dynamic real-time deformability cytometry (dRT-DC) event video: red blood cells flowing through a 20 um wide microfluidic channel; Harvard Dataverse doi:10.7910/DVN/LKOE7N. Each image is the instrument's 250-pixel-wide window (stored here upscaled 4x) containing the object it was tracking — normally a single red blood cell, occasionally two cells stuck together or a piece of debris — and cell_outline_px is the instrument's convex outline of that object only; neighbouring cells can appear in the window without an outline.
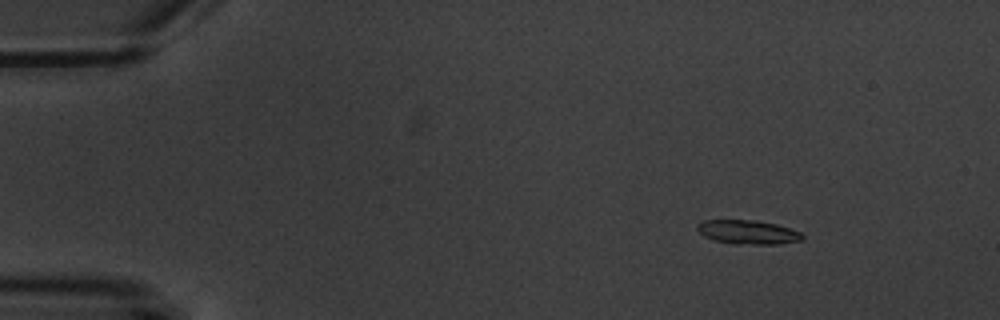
{"species": "common noctule bat (a hibernating species)", "species_latin": "Nyctalus noctula", "temperature_condition": "warm", "stored_images_in_passage": 5, "camera_frame_rate_fps": 3000, "um_per_image_px": 0.085, "animal": {"sex": "male", "body_mass_g": 20.1, "forearm_length_mm": 53.5}, "frame": {"image": 1, "passage_image": 3, "time_ms": 2.333, "image_size_px": [1000, 320], "cell_outline_px": [[804, 240], [780, 244], [736, 244], [712, 240], [704, 236], [696, 228], [696, 224], [704, 220], [756, 220], [776, 224], [800, 232], [804, 236]], "centroid_in_image_um": [63.57, 19.73], "position_along_channel_um": 21.4, "area_um2": 14.8}}